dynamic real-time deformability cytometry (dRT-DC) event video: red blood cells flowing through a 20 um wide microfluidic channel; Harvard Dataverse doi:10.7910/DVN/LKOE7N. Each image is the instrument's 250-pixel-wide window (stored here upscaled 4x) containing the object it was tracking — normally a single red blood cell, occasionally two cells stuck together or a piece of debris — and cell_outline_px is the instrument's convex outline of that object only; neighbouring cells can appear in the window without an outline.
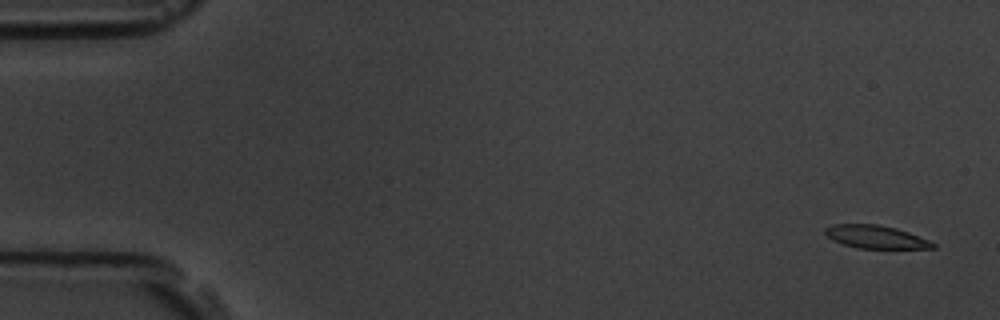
{"species": "common noctule bat (a hibernating species)", "species_latin": "Nyctalus noctula", "temperature_condition": "room temperature", "stored_images_in_passage": 4, "camera_frame_rate_fps": 3000, "um_per_image_px": 0.085, "animal": {"sex": "male", "body_mass_g": 19.5, "forearm_length_mm": 54.6}, "frame": {"image": 1, "passage_image": 1, "time_ms": 0.0, "image_size_px": [1000, 320], "cell_outline_px": [[936, 248], [860, 248], [844, 244], [832, 240], [824, 232], [824, 228], [832, 224], [880, 224], [896, 228], [908, 232], [928, 240], [936, 244]], "centroid_in_image_um": [74.42, 20.12], "position_along_channel_um": 10.6, "area_um2": 14.33}}